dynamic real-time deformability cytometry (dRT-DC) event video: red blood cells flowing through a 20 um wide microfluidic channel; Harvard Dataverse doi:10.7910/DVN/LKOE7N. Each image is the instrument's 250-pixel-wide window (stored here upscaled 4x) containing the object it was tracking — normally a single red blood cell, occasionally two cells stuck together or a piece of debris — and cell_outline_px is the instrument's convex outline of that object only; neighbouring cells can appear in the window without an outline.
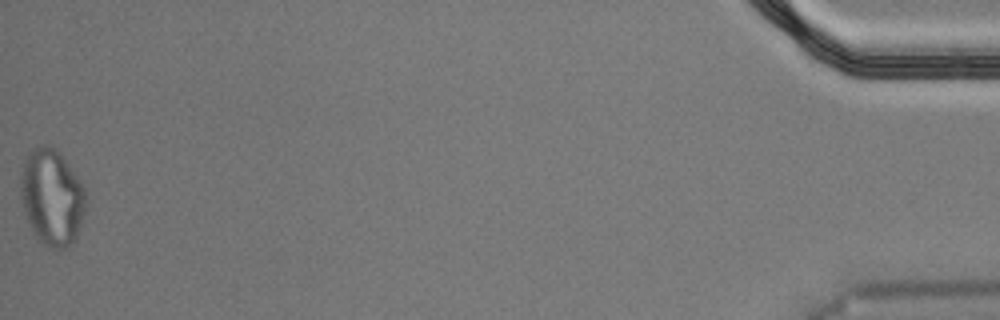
{"species": "Egyptian fruit bat (a non-hibernating species)", "species_latin": "Rousettus aegyptiacus", "temperature_condition": "cold", "stored_images_in_passage": 54, "segment_of_instrument_passage": [2, 2], "camera_frame_rate_fps": 3000, "um_per_image_px": 0.085, "animal": {"sex": "male"}, "frame": {"image": 1, "passage_image": 54, "time_ms": 17.667, "image_size_px": [1000, 320], "cell_outline_px": [[84, 212], [76, 240], [72, 244], [64, 248], [52, 248], [44, 244], [36, 236], [24, 212], [20, 196], [20, 172], [24, 160], [36, 148], [44, 144], [48, 144], [56, 148], [60, 152], [84, 188]], "centroid_in_image_um": [4.39, 16.76], "position_along_channel_um": 430.8, "area_um2": 36.18}}